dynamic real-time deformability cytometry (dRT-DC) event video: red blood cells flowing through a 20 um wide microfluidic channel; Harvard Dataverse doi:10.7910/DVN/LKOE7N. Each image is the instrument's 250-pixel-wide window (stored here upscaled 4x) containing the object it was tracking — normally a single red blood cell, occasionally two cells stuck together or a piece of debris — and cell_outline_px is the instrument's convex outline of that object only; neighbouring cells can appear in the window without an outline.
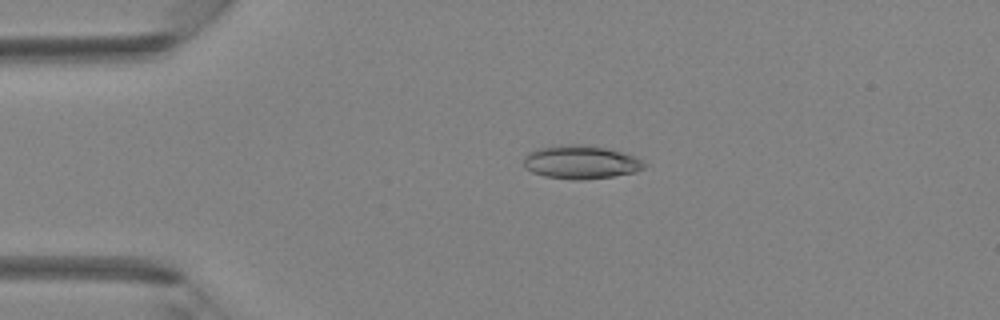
{"species": "Egyptian fruit bat (a non-hibernating species)", "species_latin": "Rousettus aegyptiacus", "temperature_condition": "room temperature", "stored_images_in_passage": 2, "camera_frame_rate_fps": 3000, "um_per_image_px": 0.085, "animal": {"sex": "female"}, "frame": {"image": 1, "passage_image": 1, "time_ms": 0.0, "image_size_px": [1000, 320], "cell_outline_px": [[648, 164], [644, 168], [636, 172], [612, 176], [580, 180], [572, 180], [544, 176], [532, 172], [524, 168], [524, 156], [528, 152], [536, 148], [572, 144], [580, 144], [604, 148], [624, 152]], "centroid_in_image_um": [49.34, 13.79], "position_along_channel_um": 35.7, "area_um2": 23.47}}